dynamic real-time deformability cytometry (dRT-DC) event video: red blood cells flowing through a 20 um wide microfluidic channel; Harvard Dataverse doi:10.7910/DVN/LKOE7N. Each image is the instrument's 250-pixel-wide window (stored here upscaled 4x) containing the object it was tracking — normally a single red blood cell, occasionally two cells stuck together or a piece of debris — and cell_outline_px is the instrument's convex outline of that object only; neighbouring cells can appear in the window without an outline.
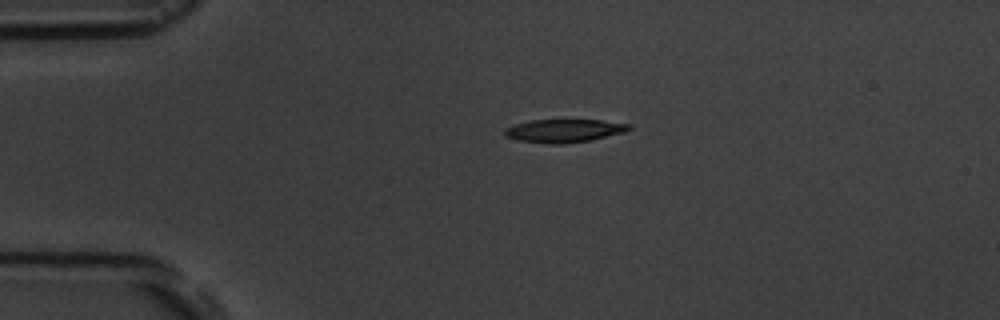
{"species": "common noctule bat (a hibernating species)", "species_latin": "Nyctalus noctula", "temperature_condition": "room temperature", "stored_images_in_passage": 2, "camera_frame_rate_fps": 3000, "um_per_image_px": 0.085, "animal": {"sex": "male", "body_mass_g": 19.5, "forearm_length_mm": 54.6}, "frame": {"image": 1, "passage_image": 1, "time_ms": 0.0, "image_size_px": [1000, 320], "cell_outline_px": [[632, 128], [624, 132], [592, 140], [564, 144], [552, 144], [516, 140], [504, 136], [504, 128], [516, 124], [532, 120], [600, 120], [628, 124]], "centroid_in_image_um": [47.91, 11.12], "position_along_channel_um": 37.1, "area_um2": 16.76}}